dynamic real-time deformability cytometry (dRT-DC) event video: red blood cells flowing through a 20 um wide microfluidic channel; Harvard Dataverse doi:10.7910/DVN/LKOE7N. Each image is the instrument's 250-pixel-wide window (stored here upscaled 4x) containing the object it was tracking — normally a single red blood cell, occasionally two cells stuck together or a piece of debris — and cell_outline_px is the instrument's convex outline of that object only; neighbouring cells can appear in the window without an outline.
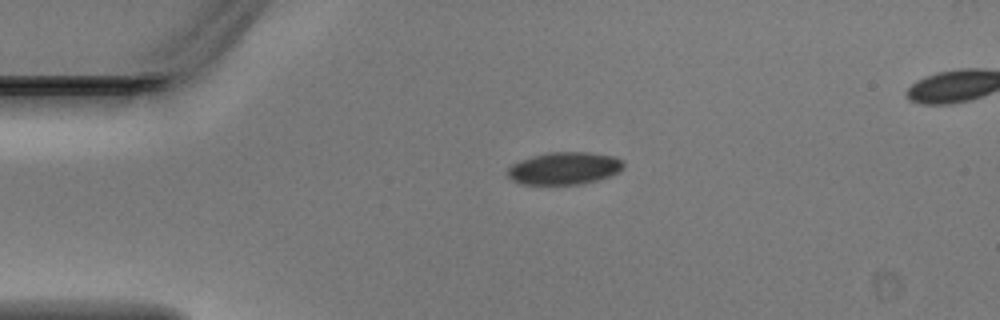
{"species": "Egyptian fruit bat (a non-hibernating species)", "species_latin": "Rousettus aegyptiacus", "temperature_condition": "warm", "stored_images_in_passage": 6, "camera_frame_rate_fps": 3000, "um_per_image_px": 0.085, "animal": {"sex": "male"}, "frame": {"image": 1, "passage_image": 3, "time_ms": 0.667, "image_size_px": [1000, 320], "cell_outline_px": [[624, 168], [620, 172], [612, 176], [580, 184], [520, 184], [512, 180], [508, 176], [508, 168], [512, 164], [548, 152], [588, 152], [612, 156], [624, 160]], "centroid_in_image_um": [48.03, 14.31], "position_along_channel_um": 37.0, "area_um2": 21.79}}
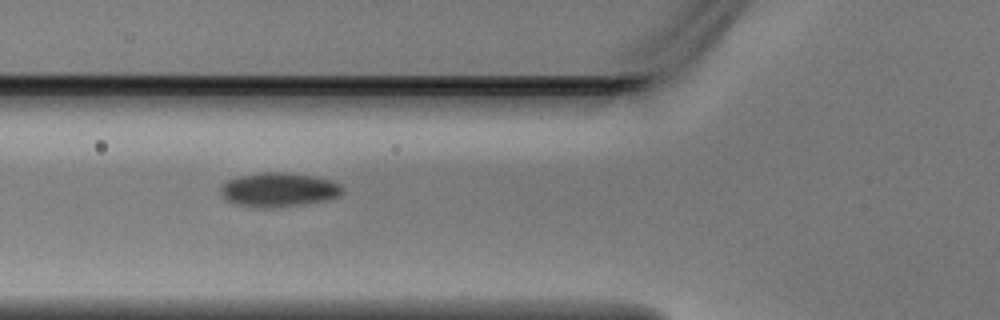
{"frame": {"image": 2, "passage_image": 5, "time_ms": 1.333, "image_size_px": [1000, 320], "cell_outline_px": [[344, 192], [340, 196], [324, 200], [304, 204], [264, 208], [236, 204], [224, 200], [220, 192], [220, 188], [228, 180], [240, 176], [264, 172], [284, 172], [312, 176], [332, 180], [340, 184], [344, 188]], "centroid_in_image_um": [23.7, 16.12], "position_along_channel_um": 102.1, "area_um2": 24.16}}
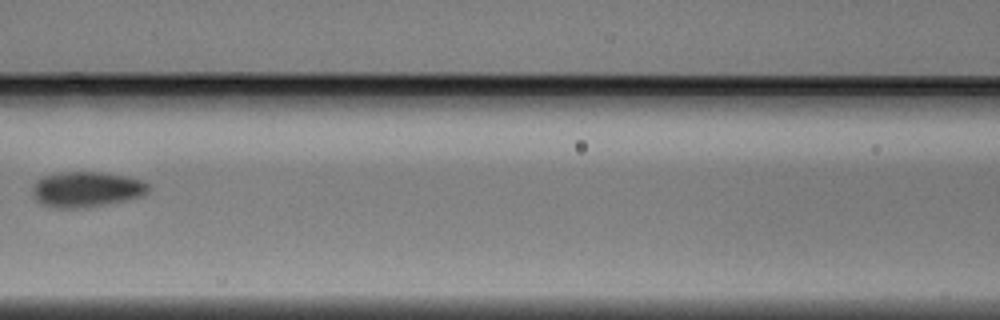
{"frame": {"image": 3, "passage_image": 6, "time_ms": 1.667, "image_size_px": [1000, 320], "cell_outline_px": [[148, 192], [140, 196], [128, 200], [80, 208], [52, 208], [40, 204], [32, 196], [32, 184], [36, 180], [44, 176], [64, 172], [96, 172], [124, 176], [140, 180], [148, 184]], "centroid_in_image_um": [7.27, 16.11], "position_along_channel_um": 159.3, "area_um2": 23.87}}